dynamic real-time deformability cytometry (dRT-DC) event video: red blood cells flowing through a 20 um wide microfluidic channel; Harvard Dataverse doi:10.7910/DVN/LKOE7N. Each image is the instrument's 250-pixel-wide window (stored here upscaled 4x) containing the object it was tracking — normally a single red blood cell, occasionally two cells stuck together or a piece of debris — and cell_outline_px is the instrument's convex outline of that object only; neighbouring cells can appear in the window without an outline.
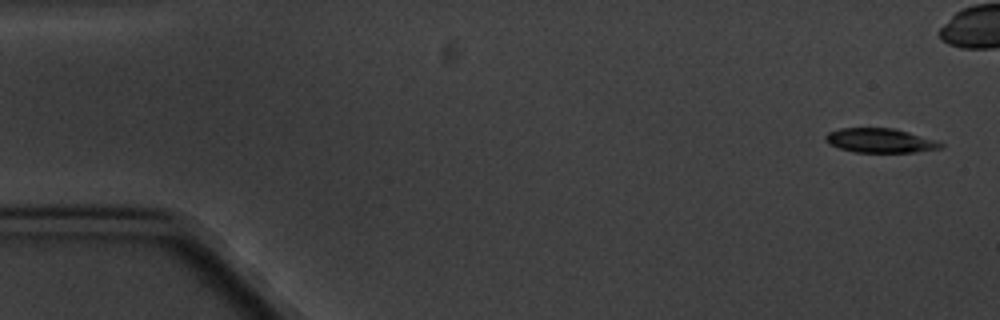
{"species": "common noctule bat (a hibernating species)", "species_latin": "Nyctalus noctula", "temperature_condition": "cold", "stored_images_in_passage": 17, "segment_of_instrument_passage": [1, 2], "camera_frame_rate_fps": 3000, "um_per_image_px": 0.085, "animal": {"sex": "male", "body_mass_g": 20.1, "forearm_length_mm": 53.5}, "frame": {"image": 1, "passage_image": 1, "time_ms": 0.0, "image_size_px": [1000, 320], "cell_outline_px": [[944, 148], [912, 152], [856, 152], [840, 148], [828, 144], [824, 140], [824, 136], [828, 132], [840, 128], [892, 128], [908, 132], [936, 140], [944, 144]], "centroid_in_image_um": [74.79, 11.94], "position_along_channel_um": 10.2, "area_um2": 16.3}}
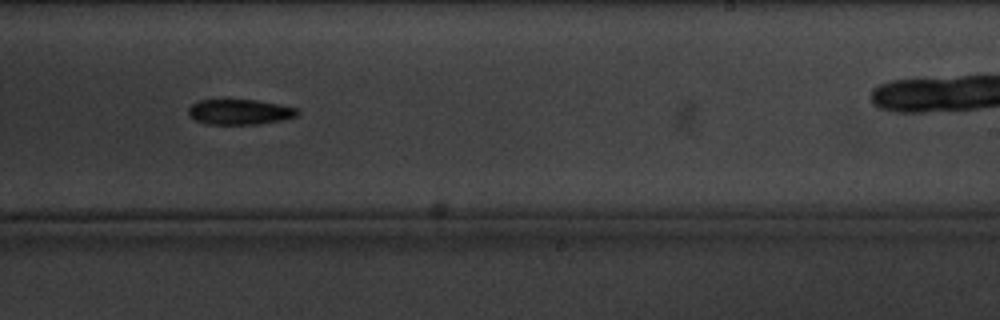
{"frame": {"image": 2, "passage_image": 10, "time_ms": 11.333, "image_size_px": [1000, 320], "cell_outline_px": [[300, 112], [296, 116], [280, 120], [260, 124], [208, 124], [196, 120], [188, 116], [188, 108], [192, 104], [200, 100], [256, 100], [300, 108]], "centroid_in_image_um": [20.39, 9.51], "position_along_channel_um": 268.6, "area_um2": 16.07}}